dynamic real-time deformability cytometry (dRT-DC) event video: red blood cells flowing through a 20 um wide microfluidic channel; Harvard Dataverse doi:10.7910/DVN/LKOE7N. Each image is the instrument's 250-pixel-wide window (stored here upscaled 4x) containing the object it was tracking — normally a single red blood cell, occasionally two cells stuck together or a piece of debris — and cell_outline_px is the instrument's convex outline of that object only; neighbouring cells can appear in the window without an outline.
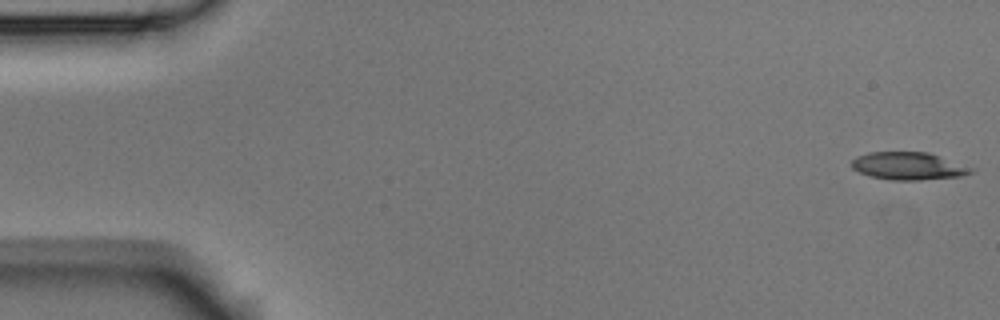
{"species": "Egyptian fruit bat (a non-hibernating species)", "species_latin": "Rousettus aegyptiacus", "temperature_condition": "room temperature", "stored_images_in_passage": 53, "camera_frame_rate_fps": 3000, "um_per_image_px": 0.085, "animal": {"sex": "male"}, "frame": {"image": 1, "passage_image": 1, "time_ms": 0.0, "image_size_px": [1000, 320], "cell_outline_px": [[976, 172], [960, 176], [920, 180], [892, 180], [872, 176], [860, 172], [852, 168], [852, 160], [856, 156], [868, 152], [928, 152], [976, 168]], "centroid_in_image_um": [77.27, 14.1], "position_along_channel_um": 7.7, "area_um2": 19.31}}
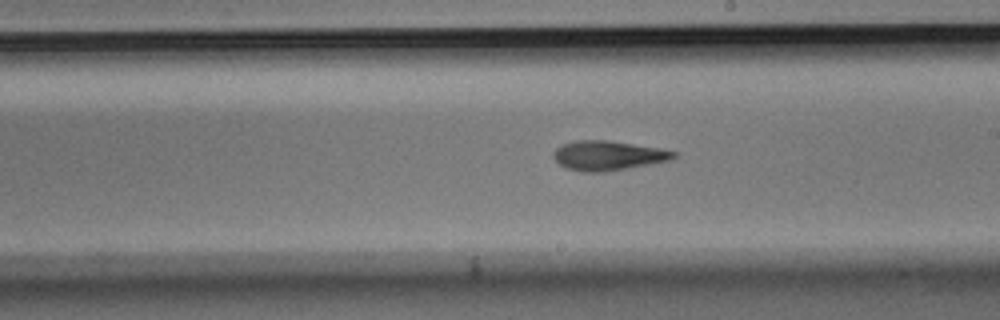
{"frame": {"image": 2, "passage_image": 30, "time_ms": 9.667, "image_size_px": [1000, 320], "cell_outline_px": [[676, 156], [668, 160], [604, 172], [580, 172], [568, 168], [560, 164], [552, 156], [552, 152], [556, 148], [564, 144], [576, 140], [608, 140], [656, 148], [676, 152]], "centroid_in_image_um": [51.6, 13.22], "position_along_channel_um": 237.4, "area_um2": 20.23}}
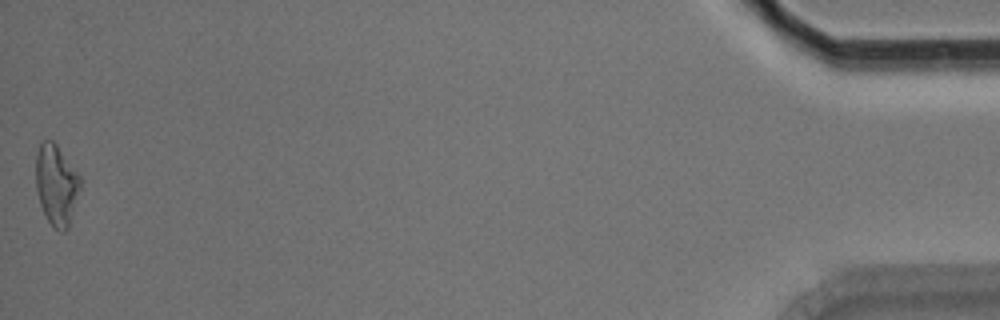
{"frame": {"image": 3, "passage_image": 53, "time_ms": 17.333, "image_size_px": [1000, 320], "cell_outline_px": [[80, 188], [68, 228], [64, 232], [60, 232], [48, 220], [40, 204], [36, 188], [36, 156], [40, 144], [44, 140], [52, 140], [56, 144], [80, 176]], "centroid_in_image_um": [4.78, 15.71], "position_along_channel_um": 430.4, "area_um2": 20.52}, "authors_computed_cell_mechanics": {"area_um2": 20.1144, "velocity_mm_per_s": 3.7835, "shape_relaxation_time_tau1_ms": null, "shape_relaxation_time_tau2_ms": 5.0728, "deformation_change_tau1": null, "deformation_change_tau2": 0.1639}}